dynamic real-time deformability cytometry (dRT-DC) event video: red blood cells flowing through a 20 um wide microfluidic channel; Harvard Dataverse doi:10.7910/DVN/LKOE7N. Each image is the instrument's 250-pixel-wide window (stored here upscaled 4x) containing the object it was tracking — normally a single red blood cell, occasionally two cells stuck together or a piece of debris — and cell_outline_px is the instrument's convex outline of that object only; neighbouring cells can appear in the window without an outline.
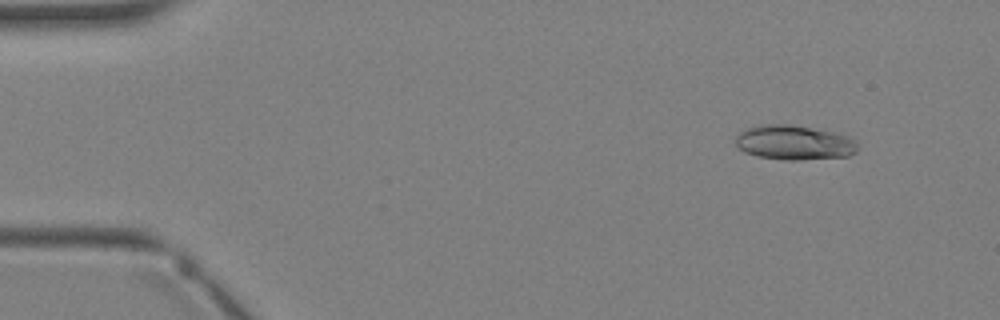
{"species": "Egyptian fruit bat (a non-hibernating species)", "species_latin": "Rousettus aegyptiacus", "temperature_condition": "warm", "stored_images_in_passage": 4, "camera_frame_rate_fps": 3000, "um_per_image_px": 0.085, "animal": {"sex": "female"}, "frame": {"image": 1, "passage_image": 1, "time_ms": 0.0, "image_size_px": [1000, 320], "cell_outline_px": [[860, 148], [856, 152], [848, 156], [800, 160], [788, 160], [756, 156], [744, 152], [736, 144], [736, 136], [740, 132], [748, 128], [760, 124], [788, 124], [836, 132], [848, 136]], "centroid_in_image_um": [67.51, 12.12], "position_along_channel_um": 17.5, "area_um2": 24.62}}
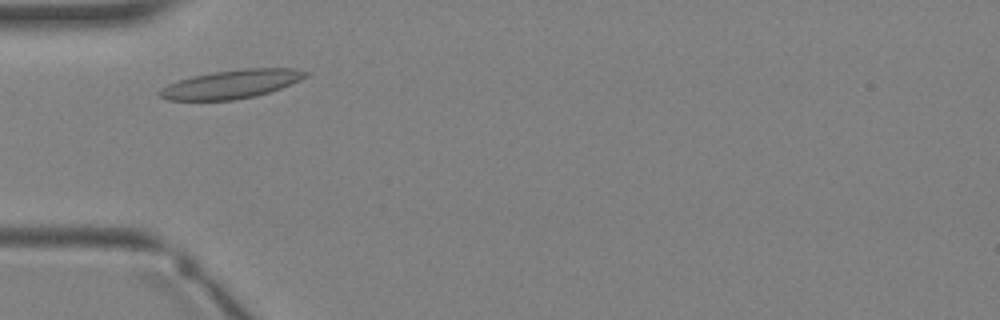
{"frame": {"image": 2, "passage_image": 4, "time_ms": 3.333, "image_size_px": [1000, 320], "cell_outline_px": [[312, 72], [308, 76], [300, 80], [280, 88], [256, 96], [236, 100], [168, 100], [160, 96], [156, 92], [160, 88], [176, 80], [212, 72], [248, 68], [296, 68]], "centroid_in_image_um": [19.68, 7.15], "position_along_channel_um": 65.3, "area_um2": 24.45}}